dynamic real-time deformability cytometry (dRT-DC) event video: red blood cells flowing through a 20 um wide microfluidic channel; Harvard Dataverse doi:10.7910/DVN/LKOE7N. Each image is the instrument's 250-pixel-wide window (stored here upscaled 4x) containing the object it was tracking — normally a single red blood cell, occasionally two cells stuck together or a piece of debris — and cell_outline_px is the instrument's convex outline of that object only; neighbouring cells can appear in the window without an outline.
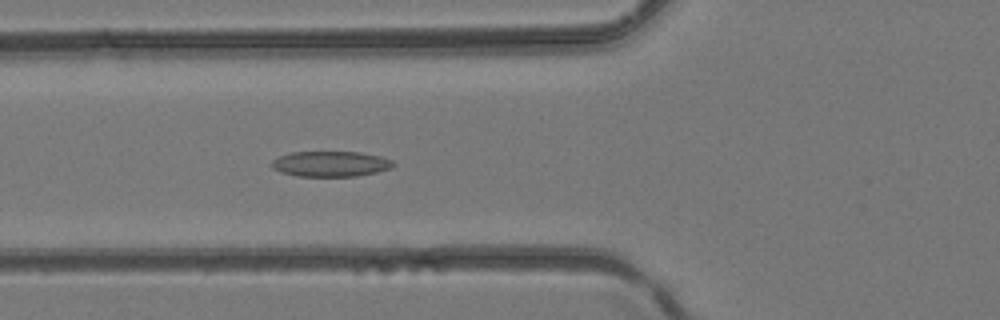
{"species": "common noctule bat (a hibernating species)", "species_latin": "Nyctalus noctula", "temperature_condition": "room temperature", "stored_images_in_passage": 42, "camera_frame_rate_fps": 3000, "um_per_image_px": 0.085, "animal": {"sex": "female", "body_mass_g": 24.6, "forearm_length_mm": 56.2}, "frame": {"image": 1, "passage_image": 15, "time_ms": 4.667, "image_size_px": [1000, 320], "cell_outline_px": [[396, 164], [392, 168], [376, 172], [356, 176], [296, 176], [280, 172], [272, 168], [272, 160], [280, 156], [292, 152], [360, 152], [380, 156], [392, 160]], "centroid_in_image_um": [28.11, 13.93], "position_along_channel_um": 97.7, "area_um2": 18.03}}
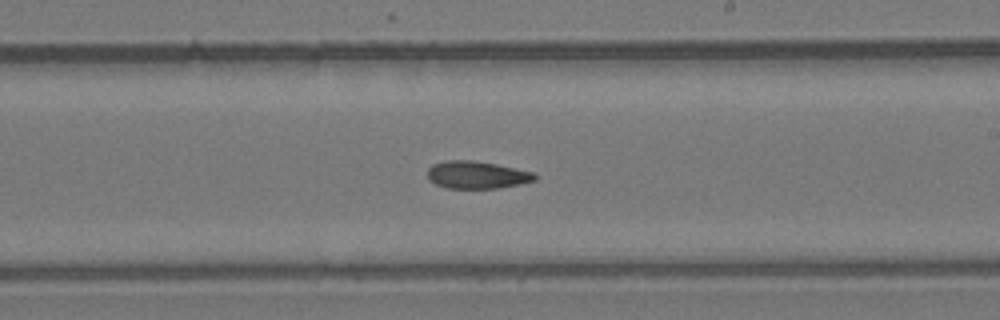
{"frame": {"image": 2, "passage_image": 24, "time_ms": 7.667, "image_size_px": [1000, 320], "cell_outline_px": [[536, 180], [520, 184], [496, 188], [448, 188], [436, 184], [428, 180], [428, 168], [432, 164], [444, 160], [472, 160], [496, 164], [536, 172]], "centroid_in_image_um": [40.53, 14.85], "position_along_channel_um": 248.5, "area_um2": 17.28}}
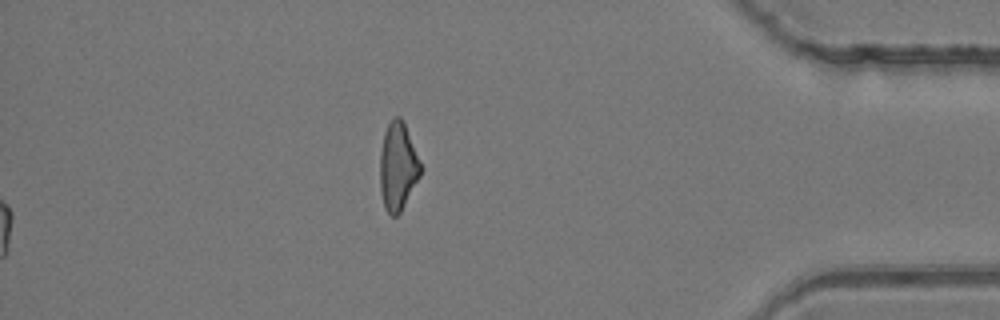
{"frame": {"image": 3, "passage_image": 42, "time_ms": 13.667, "image_size_px": [1000, 320], "cell_outline_px": [[420, 176], [400, 212], [396, 216], [392, 216], [384, 208], [380, 192], [380, 152], [384, 132], [392, 116], [400, 116], [404, 120], [420, 164]], "centroid_in_image_um": [33.79, 14.12], "position_along_channel_um": 401.4, "area_um2": 20.69}}